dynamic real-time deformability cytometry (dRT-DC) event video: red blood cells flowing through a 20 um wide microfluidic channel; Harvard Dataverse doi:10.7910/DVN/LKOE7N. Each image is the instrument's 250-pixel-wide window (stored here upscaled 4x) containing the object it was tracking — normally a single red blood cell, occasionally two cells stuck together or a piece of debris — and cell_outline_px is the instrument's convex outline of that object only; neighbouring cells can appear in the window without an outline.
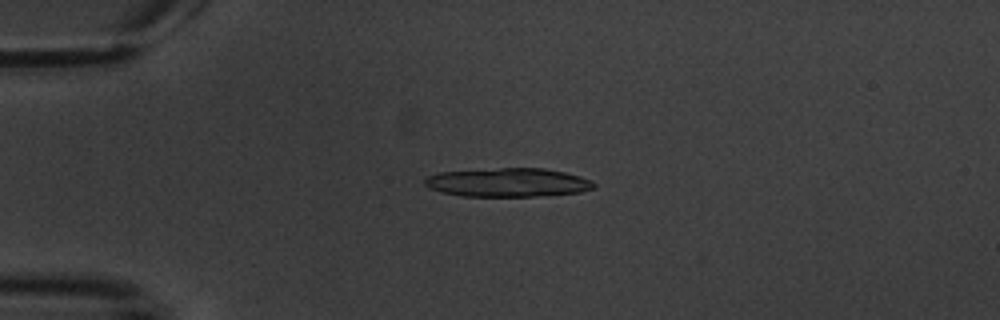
{"species": "common noctule bat (a hibernating species)", "species_latin": "Nyctalus noctula", "temperature_condition": "warm", "stored_images_in_passage": 5, "segment_of_instrument_passage": [1, 2], "camera_frame_rate_fps": 3000, "um_per_image_px": 0.085, "animal": {"sex": "male", "body_mass_g": 20.1, "forearm_length_mm": 53.5}, "frame": {"image": 1, "passage_image": 1, "time_ms": 0.0, "image_size_px": [1000, 320], "cell_outline_px": [[596, 188], [580, 192], [532, 196], [464, 196], [440, 192], [428, 188], [424, 184], [424, 180], [428, 176], [440, 172], [500, 168], [544, 168], [564, 172], [580, 176], [592, 180], [596, 184]], "centroid_in_image_um": [43.18, 15.51], "position_along_channel_um": 41.8, "area_um2": 28.32}}